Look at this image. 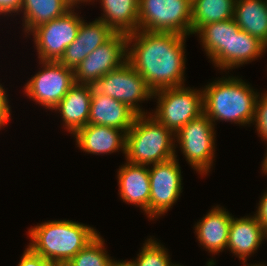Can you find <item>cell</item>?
Segmentation results:
<instances>
[{
	"instance_id": "cell-1",
	"label": "cell",
	"mask_w": 267,
	"mask_h": 266,
	"mask_svg": "<svg viewBox=\"0 0 267 266\" xmlns=\"http://www.w3.org/2000/svg\"><path fill=\"white\" fill-rule=\"evenodd\" d=\"M186 38L187 36L171 32L137 30L129 33L126 61L153 92L183 86Z\"/></svg>"
},
{
	"instance_id": "cell-2",
	"label": "cell",
	"mask_w": 267,
	"mask_h": 266,
	"mask_svg": "<svg viewBox=\"0 0 267 266\" xmlns=\"http://www.w3.org/2000/svg\"><path fill=\"white\" fill-rule=\"evenodd\" d=\"M203 90L204 114L214 122L239 125L253 123L258 93L241 78L229 76L206 85Z\"/></svg>"
},
{
	"instance_id": "cell-3",
	"label": "cell",
	"mask_w": 267,
	"mask_h": 266,
	"mask_svg": "<svg viewBox=\"0 0 267 266\" xmlns=\"http://www.w3.org/2000/svg\"><path fill=\"white\" fill-rule=\"evenodd\" d=\"M28 234L34 253L66 264L99 233L72 220H54L34 226Z\"/></svg>"
},
{
	"instance_id": "cell-4",
	"label": "cell",
	"mask_w": 267,
	"mask_h": 266,
	"mask_svg": "<svg viewBox=\"0 0 267 266\" xmlns=\"http://www.w3.org/2000/svg\"><path fill=\"white\" fill-rule=\"evenodd\" d=\"M149 114L137 115L126 133L128 163L151 166L176 156L175 134Z\"/></svg>"
},
{
	"instance_id": "cell-5",
	"label": "cell",
	"mask_w": 267,
	"mask_h": 266,
	"mask_svg": "<svg viewBox=\"0 0 267 266\" xmlns=\"http://www.w3.org/2000/svg\"><path fill=\"white\" fill-rule=\"evenodd\" d=\"M153 98L157 99L158 105L152 116L174 134L204 113L203 90L183 85L158 90Z\"/></svg>"
},
{
	"instance_id": "cell-6",
	"label": "cell",
	"mask_w": 267,
	"mask_h": 266,
	"mask_svg": "<svg viewBox=\"0 0 267 266\" xmlns=\"http://www.w3.org/2000/svg\"><path fill=\"white\" fill-rule=\"evenodd\" d=\"M192 0H139L138 30L191 34Z\"/></svg>"
},
{
	"instance_id": "cell-7",
	"label": "cell",
	"mask_w": 267,
	"mask_h": 266,
	"mask_svg": "<svg viewBox=\"0 0 267 266\" xmlns=\"http://www.w3.org/2000/svg\"><path fill=\"white\" fill-rule=\"evenodd\" d=\"M215 124L203 113L189 121L176 134L187 163L199 174L210 172L215 157Z\"/></svg>"
},
{
	"instance_id": "cell-8",
	"label": "cell",
	"mask_w": 267,
	"mask_h": 266,
	"mask_svg": "<svg viewBox=\"0 0 267 266\" xmlns=\"http://www.w3.org/2000/svg\"><path fill=\"white\" fill-rule=\"evenodd\" d=\"M93 89L128 105L138 115L146 114L138 102L153 99V91L141 75L125 61L119 68L99 78Z\"/></svg>"
},
{
	"instance_id": "cell-9",
	"label": "cell",
	"mask_w": 267,
	"mask_h": 266,
	"mask_svg": "<svg viewBox=\"0 0 267 266\" xmlns=\"http://www.w3.org/2000/svg\"><path fill=\"white\" fill-rule=\"evenodd\" d=\"M42 71L25 84L24 93L36 103L53 110L75 84L74 71L59 61H43Z\"/></svg>"
},
{
	"instance_id": "cell-10",
	"label": "cell",
	"mask_w": 267,
	"mask_h": 266,
	"mask_svg": "<svg viewBox=\"0 0 267 266\" xmlns=\"http://www.w3.org/2000/svg\"><path fill=\"white\" fill-rule=\"evenodd\" d=\"M74 10L71 8L63 16L42 24L31 32L40 60L59 61L65 49L76 39L83 19Z\"/></svg>"
},
{
	"instance_id": "cell-11",
	"label": "cell",
	"mask_w": 267,
	"mask_h": 266,
	"mask_svg": "<svg viewBox=\"0 0 267 266\" xmlns=\"http://www.w3.org/2000/svg\"><path fill=\"white\" fill-rule=\"evenodd\" d=\"M127 60V34L115 32L74 70L75 83L93 85Z\"/></svg>"
},
{
	"instance_id": "cell-12",
	"label": "cell",
	"mask_w": 267,
	"mask_h": 266,
	"mask_svg": "<svg viewBox=\"0 0 267 266\" xmlns=\"http://www.w3.org/2000/svg\"><path fill=\"white\" fill-rule=\"evenodd\" d=\"M177 155L167 161L148 166L150 178L149 218L167 213L182 192V175Z\"/></svg>"
},
{
	"instance_id": "cell-13",
	"label": "cell",
	"mask_w": 267,
	"mask_h": 266,
	"mask_svg": "<svg viewBox=\"0 0 267 266\" xmlns=\"http://www.w3.org/2000/svg\"><path fill=\"white\" fill-rule=\"evenodd\" d=\"M115 32L102 20L82 21L76 39L65 49L59 62L66 68H75Z\"/></svg>"
},
{
	"instance_id": "cell-14",
	"label": "cell",
	"mask_w": 267,
	"mask_h": 266,
	"mask_svg": "<svg viewBox=\"0 0 267 266\" xmlns=\"http://www.w3.org/2000/svg\"><path fill=\"white\" fill-rule=\"evenodd\" d=\"M137 115L125 103L92 89L88 124L109 126L127 133Z\"/></svg>"
},
{
	"instance_id": "cell-15",
	"label": "cell",
	"mask_w": 267,
	"mask_h": 266,
	"mask_svg": "<svg viewBox=\"0 0 267 266\" xmlns=\"http://www.w3.org/2000/svg\"><path fill=\"white\" fill-rule=\"evenodd\" d=\"M119 194L123 202L137 205L149 217L150 178L148 166L126 162L118 170Z\"/></svg>"
},
{
	"instance_id": "cell-16",
	"label": "cell",
	"mask_w": 267,
	"mask_h": 266,
	"mask_svg": "<svg viewBox=\"0 0 267 266\" xmlns=\"http://www.w3.org/2000/svg\"><path fill=\"white\" fill-rule=\"evenodd\" d=\"M73 137L76 138V145L83 152L100 155L111 154L121 149L125 155L126 133L120 129L87 124Z\"/></svg>"
},
{
	"instance_id": "cell-17",
	"label": "cell",
	"mask_w": 267,
	"mask_h": 266,
	"mask_svg": "<svg viewBox=\"0 0 267 266\" xmlns=\"http://www.w3.org/2000/svg\"><path fill=\"white\" fill-rule=\"evenodd\" d=\"M264 238L267 239V232L255 216L242 218L232 216L226 248L238 256L245 265L247 258L255 253Z\"/></svg>"
},
{
	"instance_id": "cell-18",
	"label": "cell",
	"mask_w": 267,
	"mask_h": 266,
	"mask_svg": "<svg viewBox=\"0 0 267 266\" xmlns=\"http://www.w3.org/2000/svg\"><path fill=\"white\" fill-rule=\"evenodd\" d=\"M92 85L75 83L53 109L59 111L65 128L74 135L88 124Z\"/></svg>"
},
{
	"instance_id": "cell-19",
	"label": "cell",
	"mask_w": 267,
	"mask_h": 266,
	"mask_svg": "<svg viewBox=\"0 0 267 266\" xmlns=\"http://www.w3.org/2000/svg\"><path fill=\"white\" fill-rule=\"evenodd\" d=\"M225 209L217 205L194 227L199 243L214 255L222 252L228 243L232 215Z\"/></svg>"
},
{
	"instance_id": "cell-20",
	"label": "cell",
	"mask_w": 267,
	"mask_h": 266,
	"mask_svg": "<svg viewBox=\"0 0 267 266\" xmlns=\"http://www.w3.org/2000/svg\"><path fill=\"white\" fill-rule=\"evenodd\" d=\"M195 34L199 35L202 47L214 66L229 70L231 19L203 25Z\"/></svg>"
},
{
	"instance_id": "cell-21",
	"label": "cell",
	"mask_w": 267,
	"mask_h": 266,
	"mask_svg": "<svg viewBox=\"0 0 267 266\" xmlns=\"http://www.w3.org/2000/svg\"><path fill=\"white\" fill-rule=\"evenodd\" d=\"M233 19L241 30L267 46V5L265 0H235Z\"/></svg>"
},
{
	"instance_id": "cell-22",
	"label": "cell",
	"mask_w": 267,
	"mask_h": 266,
	"mask_svg": "<svg viewBox=\"0 0 267 266\" xmlns=\"http://www.w3.org/2000/svg\"><path fill=\"white\" fill-rule=\"evenodd\" d=\"M100 3L104 13L98 19L114 32L129 34L138 30L139 0H100Z\"/></svg>"
},
{
	"instance_id": "cell-23",
	"label": "cell",
	"mask_w": 267,
	"mask_h": 266,
	"mask_svg": "<svg viewBox=\"0 0 267 266\" xmlns=\"http://www.w3.org/2000/svg\"><path fill=\"white\" fill-rule=\"evenodd\" d=\"M70 9L64 0H22L19 12L24 15L23 30L30 35L38 26L63 16Z\"/></svg>"
},
{
	"instance_id": "cell-24",
	"label": "cell",
	"mask_w": 267,
	"mask_h": 266,
	"mask_svg": "<svg viewBox=\"0 0 267 266\" xmlns=\"http://www.w3.org/2000/svg\"><path fill=\"white\" fill-rule=\"evenodd\" d=\"M267 46L258 38L241 30L231 19L230 69L252 62L266 52Z\"/></svg>"
},
{
	"instance_id": "cell-25",
	"label": "cell",
	"mask_w": 267,
	"mask_h": 266,
	"mask_svg": "<svg viewBox=\"0 0 267 266\" xmlns=\"http://www.w3.org/2000/svg\"><path fill=\"white\" fill-rule=\"evenodd\" d=\"M235 0H192L191 34L203 25L233 18Z\"/></svg>"
},
{
	"instance_id": "cell-26",
	"label": "cell",
	"mask_w": 267,
	"mask_h": 266,
	"mask_svg": "<svg viewBox=\"0 0 267 266\" xmlns=\"http://www.w3.org/2000/svg\"><path fill=\"white\" fill-rule=\"evenodd\" d=\"M105 250L104 239L98 234L65 266H120L121 261L111 259Z\"/></svg>"
},
{
	"instance_id": "cell-27",
	"label": "cell",
	"mask_w": 267,
	"mask_h": 266,
	"mask_svg": "<svg viewBox=\"0 0 267 266\" xmlns=\"http://www.w3.org/2000/svg\"><path fill=\"white\" fill-rule=\"evenodd\" d=\"M141 251L134 261H121L123 266H172L170 255L157 240L150 237L143 244Z\"/></svg>"
},
{
	"instance_id": "cell-28",
	"label": "cell",
	"mask_w": 267,
	"mask_h": 266,
	"mask_svg": "<svg viewBox=\"0 0 267 266\" xmlns=\"http://www.w3.org/2000/svg\"><path fill=\"white\" fill-rule=\"evenodd\" d=\"M261 95L257 98L253 122H256L257 133L264 141H267V91Z\"/></svg>"
},
{
	"instance_id": "cell-29",
	"label": "cell",
	"mask_w": 267,
	"mask_h": 266,
	"mask_svg": "<svg viewBox=\"0 0 267 266\" xmlns=\"http://www.w3.org/2000/svg\"><path fill=\"white\" fill-rule=\"evenodd\" d=\"M18 266H65V264L56 260L46 259L27 247Z\"/></svg>"
},
{
	"instance_id": "cell-30",
	"label": "cell",
	"mask_w": 267,
	"mask_h": 266,
	"mask_svg": "<svg viewBox=\"0 0 267 266\" xmlns=\"http://www.w3.org/2000/svg\"><path fill=\"white\" fill-rule=\"evenodd\" d=\"M7 97L5 88L0 84V128L3 126L5 127L11 117V107L8 105L9 102Z\"/></svg>"
},
{
	"instance_id": "cell-31",
	"label": "cell",
	"mask_w": 267,
	"mask_h": 266,
	"mask_svg": "<svg viewBox=\"0 0 267 266\" xmlns=\"http://www.w3.org/2000/svg\"><path fill=\"white\" fill-rule=\"evenodd\" d=\"M258 205L257 213L254 216L267 232V191L262 195Z\"/></svg>"
},
{
	"instance_id": "cell-32",
	"label": "cell",
	"mask_w": 267,
	"mask_h": 266,
	"mask_svg": "<svg viewBox=\"0 0 267 266\" xmlns=\"http://www.w3.org/2000/svg\"><path fill=\"white\" fill-rule=\"evenodd\" d=\"M22 0H0V15L19 13Z\"/></svg>"
},
{
	"instance_id": "cell-33",
	"label": "cell",
	"mask_w": 267,
	"mask_h": 266,
	"mask_svg": "<svg viewBox=\"0 0 267 266\" xmlns=\"http://www.w3.org/2000/svg\"><path fill=\"white\" fill-rule=\"evenodd\" d=\"M72 9L73 8H75L76 7V5L78 4H80V2L81 3H83V2H90V1H92V0H64Z\"/></svg>"
},
{
	"instance_id": "cell-34",
	"label": "cell",
	"mask_w": 267,
	"mask_h": 266,
	"mask_svg": "<svg viewBox=\"0 0 267 266\" xmlns=\"http://www.w3.org/2000/svg\"><path fill=\"white\" fill-rule=\"evenodd\" d=\"M262 167L263 168L261 170L263 171V173L267 174V152H266L265 157L263 159Z\"/></svg>"
},
{
	"instance_id": "cell-35",
	"label": "cell",
	"mask_w": 267,
	"mask_h": 266,
	"mask_svg": "<svg viewBox=\"0 0 267 266\" xmlns=\"http://www.w3.org/2000/svg\"><path fill=\"white\" fill-rule=\"evenodd\" d=\"M244 266H265V265L264 264H253V265L252 264L251 265L245 264Z\"/></svg>"
},
{
	"instance_id": "cell-36",
	"label": "cell",
	"mask_w": 267,
	"mask_h": 266,
	"mask_svg": "<svg viewBox=\"0 0 267 266\" xmlns=\"http://www.w3.org/2000/svg\"><path fill=\"white\" fill-rule=\"evenodd\" d=\"M172 266H182V265H179V264H173Z\"/></svg>"
}]
</instances>
